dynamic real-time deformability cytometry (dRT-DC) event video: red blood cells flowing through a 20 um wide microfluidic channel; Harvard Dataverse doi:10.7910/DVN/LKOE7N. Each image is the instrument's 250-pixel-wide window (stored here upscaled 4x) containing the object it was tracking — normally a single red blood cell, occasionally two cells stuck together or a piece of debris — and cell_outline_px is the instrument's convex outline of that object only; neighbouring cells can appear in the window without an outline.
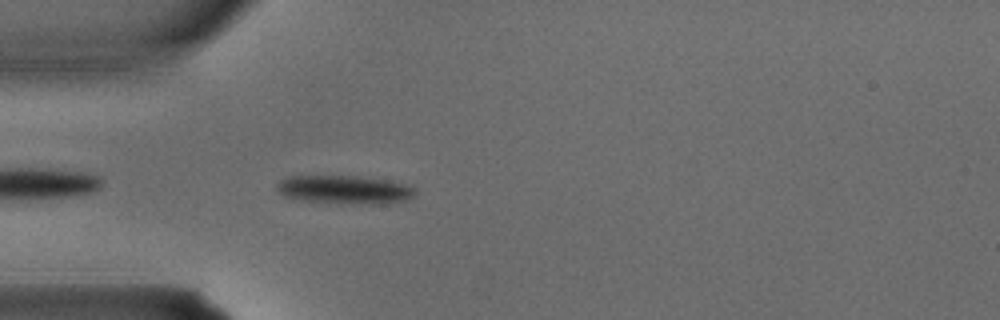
{"species": "common noctule bat (a hibernating species)", "species_latin": "Nyctalus noctula", "temperature_condition": "warm", "stored_images_in_passage": 2, "camera_frame_rate_fps": 3000, "um_per_image_px": 0.085, "animal": {"sex": "male", "body_mass_g": 15.6}, "frame": {"image": 1, "passage_image": 2, "time_ms": 0.333, "image_size_px": [1000, 320], "cell_outline_px": [[416, 196], [404, 200], [380, 204], [376, 204], [292, 200], [284, 196], [276, 188], [276, 184], [280, 180], [288, 176], [356, 176], [384, 180], [408, 184], [416, 188]], "centroid_in_image_um": [29.27, 16.11], "position_along_channel_um": 55.7, "area_um2": 22.89}}